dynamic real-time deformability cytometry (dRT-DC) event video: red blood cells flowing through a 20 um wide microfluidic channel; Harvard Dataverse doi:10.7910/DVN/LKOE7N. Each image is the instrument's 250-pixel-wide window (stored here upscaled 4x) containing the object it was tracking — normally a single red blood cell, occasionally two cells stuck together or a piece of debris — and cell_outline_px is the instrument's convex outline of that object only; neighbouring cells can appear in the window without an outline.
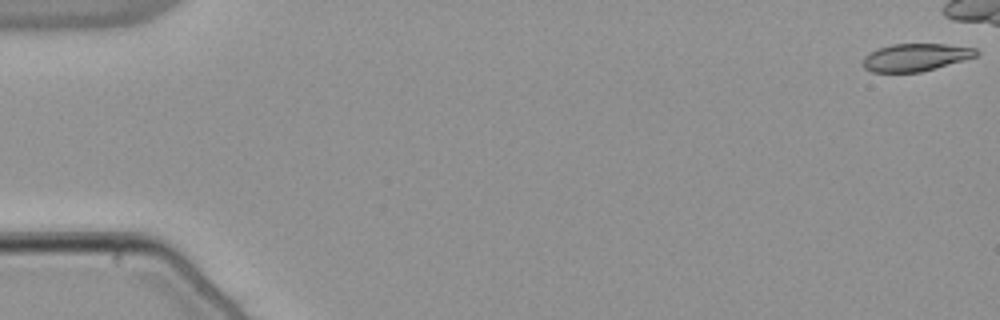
{"species": "common noctule bat (a hibernating species)", "species_latin": "Nyctalus noctula", "temperature_condition": "warm", "stored_images_in_passage": 16, "camera_frame_rate_fps": 3000, "um_per_image_px": 0.085, "animal": {"sex": "male", "body_mass_g": 21.5, "forearm_length_mm": 52.0}, "frame": {"image": 1, "passage_image": 1, "time_ms": 0.0, "image_size_px": [1000, 320], "cell_outline_px": [[980, 52], [976, 56], [920, 72], [872, 72], [864, 68], [864, 56], [880, 48], [892, 44], [944, 44], [976, 48]], "centroid_in_image_um": [77.83, 4.87], "position_along_channel_um": 7.2, "area_um2": 17.86}}